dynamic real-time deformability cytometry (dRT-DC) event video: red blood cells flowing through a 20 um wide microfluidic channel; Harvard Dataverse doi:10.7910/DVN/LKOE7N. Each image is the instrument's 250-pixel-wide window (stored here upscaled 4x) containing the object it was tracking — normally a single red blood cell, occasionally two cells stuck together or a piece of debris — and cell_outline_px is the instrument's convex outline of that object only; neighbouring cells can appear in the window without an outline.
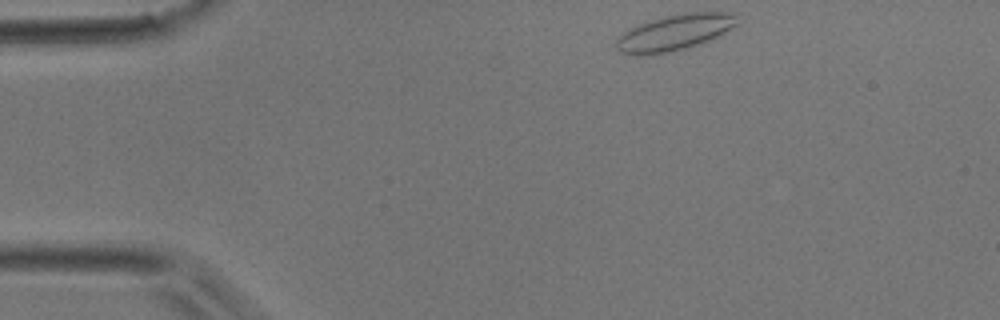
{"species": "common noctule bat (a hibernating species)", "species_latin": "Nyctalus noctula", "temperature_condition": "room temperature", "stored_images_in_passage": 38, "camera_frame_rate_fps": 3000, "um_per_image_px": 0.085, "animal": {"sex": "male", "body_mass_g": 17.9}, "frame": {"image": 1, "passage_image": 1, "time_ms": 0.0, "image_size_px": [1000, 320], "cell_outline_px": [[740, 24], [700, 44], [688, 48], [668, 52], [640, 56], [632, 56], [620, 52], [616, 48], [616, 40], [624, 32], [640, 24], [664, 16], [684, 12], [732, 12], [736, 16]], "centroid_in_image_um": [57.35, 2.77], "position_along_channel_um": 27.6, "area_um2": 25.37}}
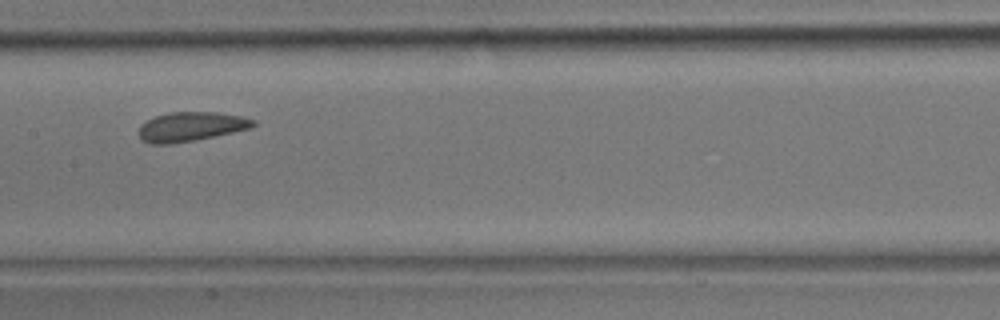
{"frame": {"image": 2, "passage_image": 16, "time_ms": 5.0, "image_size_px": [1000, 320], "cell_outline_px": [[256, 124], [252, 128], [196, 140], [172, 144], [148, 144], [140, 140], [136, 132], [140, 124], [156, 116], [168, 112], [216, 112], [240, 116], [256, 120]], "centroid_in_image_um": [16.17, 10.78], "position_along_channel_um": 191.2, "area_um2": 19.88}}
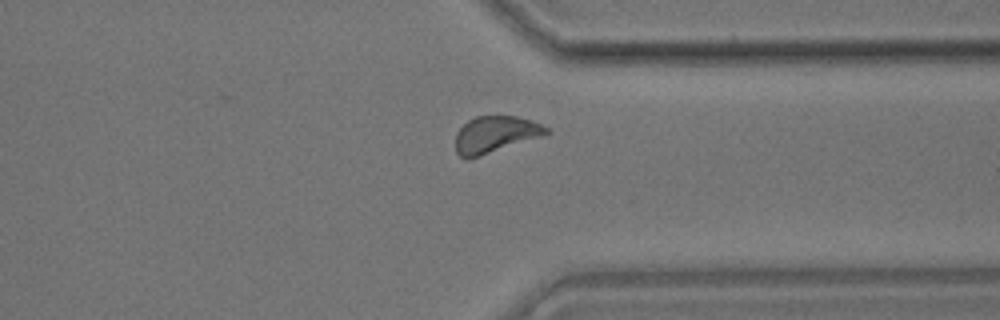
{"frame": {"image": 3, "passage_image": 28, "time_ms": 9.0, "image_size_px": [1000, 320], "cell_outline_px": [[552, 132], [468, 160], [460, 156], [456, 152], [456, 132], [468, 120], [476, 116], [516, 116], [540, 124], [548, 128]], "centroid_in_image_um": [42.05, 11.43], "position_along_channel_um": 369.3, "area_um2": 19.07}}